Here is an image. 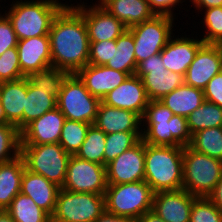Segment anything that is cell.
<instances>
[{
	"instance_id": "8",
	"label": "cell",
	"mask_w": 222,
	"mask_h": 222,
	"mask_svg": "<svg viewBox=\"0 0 222 222\" xmlns=\"http://www.w3.org/2000/svg\"><path fill=\"white\" fill-rule=\"evenodd\" d=\"M101 100L93 96L76 74H69L57 98L65 119L94 124Z\"/></svg>"
},
{
	"instance_id": "26",
	"label": "cell",
	"mask_w": 222,
	"mask_h": 222,
	"mask_svg": "<svg viewBox=\"0 0 222 222\" xmlns=\"http://www.w3.org/2000/svg\"><path fill=\"white\" fill-rule=\"evenodd\" d=\"M174 115L186 117L199 108L205 101L204 91L182 84L160 100Z\"/></svg>"
},
{
	"instance_id": "38",
	"label": "cell",
	"mask_w": 222,
	"mask_h": 222,
	"mask_svg": "<svg viewBox=\"0 0 222 222\" xmlns=\"http://www.w3.org/2000/svg\"><path fill=\"white\" fill-rule=\"evenodd\" d=\"M190 222H222V212L208 197H197L192 204Z\"/></svg>"
},
{
	"instance_id": "40",
	"label": "cell",
	"mask_w": 222,
	"mask_h": 222,
	"mask_svg": "<svg viewBox=\"0 0 222 222\" xmlns=\"http://www.w3.org/2000/svg\"><path fill=\"white\" fill-rule=\"evenodd\" d=\"M25 77L20 68L17 47L8 48L0 56V82L14 81Z\"/></svg>"
},
{
	"instance_id": "13",
	"label": "cell",
	"mask_w": 222,
	"mask_h": 222,
	"mask_svg": "<svg viewBox=\"0 0 222 222\" xmlns=\"http://www.w3.org/2000/svg\"><path fill=\"white\" fill-rule=\"evenodd\" d=\"M145 142L141 139L106 164L107 184H123L144 181Z\"/></svg>"
},
{
	"instance_id": "34",
	"label": "cell",
	"mask_w": 222,
	"mask_h": 222,
	"mask_svg": "<svg viewBox=\"0 0 222 222\" xmlns=\"http://www.w3.org/2000/svg\"><path fill=\"white\" fill-rule=\"evenodd\" d=\"M69 73L50 66L27 76L28 81L37 89H44L48 94L58 98L62 84Z\"/></svg>"
},
{
	"instance_id": "51",
	"label": "cell",
	"mask_w": 222,
	"mask_h": 222,
	"mask_svg": "<svg viewBox=\"0 0 222 222\" xmlns=\"http://www.w3.org/2000/svg\"><path fill=\"white\" fill-rule=\"evenodd\" d=\"M106 0H99V4H96V5H102Z\"/></svg>"
},
{
	"instance_id": "19",
	"label": "cell",
	"mask_w": 222,
	"mask_h": 222,
	"mask_svg": "<svg viewBox=\"0 0 222 222\" xmlns=\"http://www.w3.org/2000/svg\"><path fill=\"white\" fill-rule=\"evenodd\" d=\"M17 52L25 77L52 66L49 35L18 40Z\"/></svg>"
},
{
	"instance_id": "9",
	"label": "cell",
	"mask_w": 222,
	"mask_h": 222,
	"mask_svg": "<svg viewBox=\"0 0 222 222\" xmlns=\"http://www.w3.org/2000/svg\"><path fill=\"white\" fill-rule=\"evenodd\" d=\"M105 210L104 194L60 189L51 222H94Z\"/></svg>"
},
{
	"instance_id": "27",
	"label": "cell",
	"mask_w": 222,
	"mask_h": 222,
	"mask_svg": "<svg viewBox=\"0 0 222 222\" xmlns=\"http://www.w3.org/2000/svg\"><path fill=\"white\" fill-rule=\"evenodd\" d=\"M26 168L21 155L0 164V210H6L21 189V180Z\"/></svg>"
},
{
	"instance_id": "23",
	"label": "cell",
	"mask_w": 222,
	"mask_h": 222,
	"mask_svg": "<svg viewBox=\"0 0 222 222\" xmlns=\"http://www.w3.org/2000/svg\"><path fill=\"white\" fill-rule=\"evenodd\" d=\"M60 189L58 185L44 176L24 169L20 192L32 198L35 204L50 216L54 213Z\"/></svg>"
},
{
	"instance_id": "17",
	"label": "cell",
	"mask_w": 222,
	"mask_h": 222,
	"mask_svg": "<svg viewBox=\"0 0 222 222\" xmlns=\"http://www.w3.org/2000/svg\"><path fill=\"white\" fill-rule=\"evenodd\" d=\"M197 196L185 189L154 193L152 210L165 222H190V213Z\"/></svg>"
},
{
	"instance_id": "24",
	"label": "cell",
	"mask_w": 222,
	"mask_h": 222,
	"mask_svg": "<svg viewBox=\"0 0 222 222\" xmlns=\"http://www.w3.org/2000/svg\"><path fill=\"white\" fill-rule=\"evenodd\" d=\"M27 98V77L14 81L0 82V102L6 119L23 130V110Z\"/></svg>"
},
{
	"instance_id": "35",
	"label": "cell",
	"mask_w": 222,
	"mask_h": 222,
	"mask_svg": "<svg viewBox=\"0 0 222 222\" xmlns=\"http://www.w3.org/2000/svg\"><path fill=\"white\" fill-rule=\"evenodd\" d=\"M92 124L65 119L59 144L70 155H76L85 141L87 131Z\"/></svg>"
},
{
	"instance_id": "30",
	"label": "cell",
	"mask_w": 222,
	"mask_h": 222,
	"mask_svg": "<svg viewBox=\"0 0 222 222\" xmlns=\"http://www.w3.org/2000/svg\"><path fill=\"white\" fill-rule=\"evenodd\" d=\"M6 212L14 222H51V216L21 192L11 201Z\"/></svg>"
},
{
	"instance_id": "18",
	"label": "cell",
	"mask_w": 222,
	"mask_h": 222,
	"mask_svg": "<svg viewBox=\"0 0 222 222\" xmlns=\"http://www.w3.org/2000/svg\"><path fill=\"white\" fill-rule=\"evenodd\" d=\"M65 116L56 107L29 123L21 132V145L59 143Z\"/></svg>"
},
{
	"instance_id": "11",
	"label": "cell",
	"mask_w": 222,
	"mask_h": 222,
	"mask_svg": "<svg viewBox=\"0 0 222 222\" xmlns=\"http://www.w3.org/2000/svg\"><path fill=\"white\" fill-rule=\"evenodd\" d=\"M135 75L142 79L150 101H159L185 83L184 75L166 70L161 53L141 61Z\"/></svg>"
},
{
	"instance_id": "43",
	"label": "cell",
	"mask_w": 222,
	"mask_h": 222,
	"mask_svg": "<svg viewBox=\"0 0 222 222\" xmlns=\"http://www.w3.org/2000/svg\"><path fill=\"white\" fill-rule=\"evenodd\" d=\"M203 91L206 101L215 103L222 108V71L208 82Z\"/></svg>"
},
{
	"instance_id": "12",
	"label": "cell",
	"mask_w": 222,
	"mask_h": 222,
	"mask_svg": "<svg viewBox=\"0 0 222 222\" xmlns=\"http://www.w3.org/2000/svg\"><path fill=\"white\" fill-rule=\"evenodd\" d=\"M62 189L75 193L105 194L106 166L71 155Z\"/></svg>"
},
{
	"instance_id": "32",
	"label": "cell",
	"mask_w": 222,
	"mask_h": 222,
	"mask_svg": "<svg viewBox=\"0 0 222 222\" xmlns=\"http://www.w3.org/2000/svg\"><path fill=\"white\" fill-rule=\"evenodd\" d=\"M189 146L197 152L222 161V127L203 129L194 133Z\"/></svg>"
},
{
	"instance_id": "37",
	"label": "cell",
	"mask_w": 222,
	"mask_h": 222,
	"mask_svg": "<svg viewBox=\"0 0 222 222\" xmlns=\"http://www.w3.org/2000/svg\"><path fill=\"white\" fill-rule=\"evenodd\" d=\"M21 135L13 124H0V164L14 160L20 155Z\"/></svg>"
},
{
	"instance_id": "14",
	"label": "cell",
	"mask_w": 222,
	"mask_h": 222,
	"mask_svg": "<svg viewBox=\"0 0 222 222\" xmlns=\"http://www.w3.org/2000/svg\"><path fill=\"white\" fill-rule=\"evenodd\" d=\"M81 4L73 7L84 17L89 42L116 40L128 29L101 5Z\"/></svg>"
},
{
	"instance_id": "7",
	"label": "cell",
	"mask_w": 222,
	"mask_h": 222,
	"mask_svg": "<svg viewBox=\"0 0 222 222\" xmlns=\"http://www.w3.org/2000/svg\"><path fill=\"white\" fill-rule=\"evenodd\" d=\"M20 155L27 170L44 176L62 188L71 155L59 143L21 145Z\"/></svg>"
},
{
	"instance_id": "1",
	"label": "cell",
	"mask_w": 222,
	"mask_h": 222,
	"mask_svg": "<svg viewBox=\"0 0 222 222\" xmlns=\"http://www.w3.org/2000/svg\"><path fill=\"white\" fill-rule=\"evenodd\" d=\"M52 66L76 74L89 64L90 42L84 17L67 4L49 31Z\"/></svg>"
},
{
	"instance_id": "3",
	"label": "cell",
	"mask_w": 222,
	"mask_h": 222,
	"mask_svg": "<svg viewBox=\"0 0 222 222\" xmlns=\"http://www.w3.org/2000/svg\"><path fill=\"white\" fill-rule=\"evenodd\" d=\"M144 167V180L154 193L182 189L183 147L145 143Z\"/></svg>"
},
{
	"instance_id": "49",
	"label": "cell",
	"mask_w": 222,
	"mask_h": 222,
	"mask_svg": "<svg viewBox=\"0 0 222 222\" xmlns=\"http://www.w3.org/2000/svg\"><path fill=\"white\" fill-rule=\"evenodd\" d=\"M0 222H14L6 210H0Z\"/></svg>"
},
{
	"instance_id": "10",
	"label": "cell",
	"mask_w": 222,
	"mask_h": 222,
	"mask_svg": "<svg viewBox=\"0 0 222 222\" xmlns=\"http://www.w3.org/2000/svg\"><path fill=\"white\" fill-rule=\"evenodd\" d=\"M173 21L174 18L168 15H154L151 19L128 28L134 38L137 65L162 51L173 35Z\"/></svg>"
},
{
	"instance_id": "31",
	"label": "cell",
	"mask_w": 222,
	"mask_h": 222,
	"mask_svg": "<svg viewBox=\"0 0 222 222\" xmlns=\"http://www.w3.org/2000/svg\"><path fill=\"white\" fill-rule=\"evenodd\" d=\"M186 119L191 135L203 129L222 127V108L205 100Z\"/></svg>"
},
{
	"instance_id": "48",
	"label": "cell",
	"mask_w": 222,
	"mask_h": 222,
	"mask_svg": "<svg viewBox=\"0 0 222 222\" xmlns=\"http://www.w3.org/2000/svg\"><path fill=\"white\" fill-rule=\"evenodd\" d=\"M137 222H165L160 218L153 210L145 212L140 218L137 219Z\"/></svg>"
},
{
	"instance_id": "29",
	"label": "cell",
	"mask_w": 222,
	"mask_h": 222,
	"mask_svg": "<svg viewBox=\"0 0 222 222\" xmlns=\"http://www.w3.org/2000/svg\"><path fill=\"white\" fill-rule=\"evenodd\" d=\"M57 107V98L44 89H37L27 79V98L23 110V129L33 120Z\"/></svg>"
},
{
	"instance_id": "42",
	"label": "cell",
	"mask_w": 222,
	"mask_h": 222,
	"mask_svg": "<svg viewBox=\"0 0 222 222\" xmlns=\"http://www.w3.org/2000/svg\"><path fill=\"white\" fill-rule=\"evenodd\" d=\"M18 39L7 15L0 13V56L8 48L17 47Z\"/></svg>"
},
{
	"instance_id": "41",
	"label": "cell",
	"mask_w": 222,
	"mask_h": 222,
	"mask_svg": "<svg viewBox=\"0 0 222 222\" xmlns=\"http://www.w3.org/2000/svg\"><path fill=\"white\" fill-rule=\"evenodd\" d=\"M113 46H116V40L90 42L89 64L106 65L112 58Z\"/></svg>"
},
{
	"instance_id": "44",
	"label": "cell",
	"mask_w": 222,
	"mask_h": 222,
	"mask_svg": "<svg viewBox=\"0 0 222 222\" xmlns=\"http://www.w3.org/2000/svg\"><path fill=\"white\" fill-rule=\"evenodd\" d=\"M182 0H148L150 9L155 15H168L173 17L172 9L175 5L182 3ZM180 2V3H179Z\"/></svg>"
},
{
	"instance_id": "15",
	"label": "cell",
	"mask_w": 222,
	"mask_h": 222,
	"mask_svg": "<svg viewBox=\"0 0 222 222\" xmlns=\"http://www.w3.org/2000/svg\"><path fill=\"white\" fill-rule=\"evenodd\" d=\"M222 71L221 44H203L184 76L185 84L204 90L208 82Z\"/></svg>"
},
{
	"instance_id": "5",
	"label": "cell",
	"mask_w": 222,
	"mask_h": 222,
	"mask_svg": "<svg viewBox=\"0 0 222 222\" xmlns=\"http://www.w3.org/2000/svg\"><path fill=\"white\" fill-rule=\"evenodd\" d=\"M222 176V161L183 147V185L188 193L207 197Z\"/></svg>"
},
{
	"instance_id": "39",
	"label": "cell",
	"mask_w": 222,
	"mask_h": 222,
	"mask_svg": "<svg viewBox=\"0 0 222 222\" xmlns=\"http://www.w3.org/2000/svg\"><path fill=\"white\" fill-rule=\"evenodd\" d=\"M203 23L207 28L202 37L205 44H222V6L205 9Z\"/></svg>"
},
{
	"instance_id": "4",
	"label": "cell",
	"mask_w": 222,
	"mask_h": 222,
	"mask_svg": "<svg viewBox=\"0 0 222 222\" xmlns=\"http://www.w3.org/2000/svg\"><path fill=\"white\" fill-rule=\"evenodd\" d=\"M66 6L58 0H31L12 2L5 14L12 23L18 40L48 35L52 22Z\"/></svg>"
},
{
	"instance_id": "46",
	"label": "cell",
	"mask_w": 222,
	"mask_h": 222,
	"mask_svg": "<svg viewBox=\"0 0 222 222\" xmlns=\"http://www.w3.org/2000/svg\"><path fill=\"white\" fill-rule=\"evenodd\" d=\"M207 197L222 212V176L218 183L215 185L213 191Z\"/></svg>"
},
{
	"instance_id": "2",
	"label": "cell",
	"mask_w": 222,
	"mask_h": 222,
	"mask_svg": "<svg viewBox=\"0 0 222 222\" xmlns=\"http://www.w3.org/2000/svg\"><path fill=\"white\" fill-rule=\"evenodd\" d=\"M142 121V140L147 144L185 147L191 143L186 117L174 115L160 101H149Z\"/></svg>"
},
{
	"instance_id": "20",
	"label": "cell",
	"mask_w": 222,
	"mask_h": 222,
	"mask_svg": "<svg viewBox=\"0 0 222 222\" xmlns=\"http://www.w3.org/2000/svg\"><path fill=\"white\" fill-rule=\"evenodd\" d=\"M76 75L84 83L85 88L100 100L121 85L129 76L128 73L116 71L105 65L93 64L86 65Z\"/></svg>"
},
{
	"instance_id": "47",
	"label": "cell",
	"mask_w": 222,
	"mask_h": 222,
	"mask_svg": "<svg viewBox=\"0 0 222 222\" xmlns=\"http://www.w3.org/2000/svg\"><path fill=\"white\" fill-rule=\"evenodd\" d=\"M192 2V5L194 4L196 10L202 11L203 9H208L211 7H221L222 6V0H190Z\"/></svg>"
},
{
	"instance_id": "33",
	"label": "cell",
	"mask_w": 222,
	"mask_h": 222,
	"mask_svg": "<svg viewBox=\"0 0 222 222\" xmlns=\"http://www.w3.org/2000/svg\"><path fill=\"white\" fill-rule=\"evenodd\" d=\"M106 136L107 134L92 124L76 156L83 160L104 165Z\"/></svg>"
},
{
	"instance_id": "16",
	"label": "cell",
	"mask_w": 222,
	"mask_h": 222,
	"mask_svg": "<svg viewBox=\"0 0 222 222\" xmlns=\"http://www.w3.org/2000/svg\"><path fill=\"white\" fill-rule=\"evenodd\" d=\"M149 101L142 79L135 74L129 75L121 85L101 100L108 106L135 112L141 118Z\"/></svg>"
},
{
	"instance_id": "25",
	"label": "cell",
	"mask_w": 222,
	"mask_h": 222,
	"mask_svg": "<svg viewBox=\"0 0 222 222\" xmlns=\"http://www.w3.org/2000/svg\"><path fill=\"white\" fill-rule=\"evenodd\" d=\"M101 6L127 28L149 20L155 15L148 0H106Z\"/></svg>"
},
{
	"instance_id": "28",
	"label": "cell",
	"mask_w": 222,
	"mask_h": 222,
	"mask_svg": "<svg viewBox=\"0 0 222 222\" xmlns=\"http://www.w3.org/2000/svg\"><path fill=\"white\" fill-rule=\"evenodd\" d=\"M105 66L129 75L136 73L138 65L135 58L134 38L128 29L116 39L112 58Z\"/></svg>"
},
{
	"instance_id": "36",
	"label": "cell",
	"mask_w": 222,
	"mask_h": 222,
	"mask_svg": "<svg viewBox=\"0 0 222 222\" xmlns=\"http://www.w3.org/2000/svg\"><path fill=\"white\" fill-rule=\"evenodd\" d=\"M141 139L142 132H118L107 134L104 151V166L136 145Z\"/></svg>"
},
{
	"instance_id": "22",
	"label": "cell",
	"mask_w": 222,
	"mask_h": 222,
	"mask_svg": "<svg viewBox=\"0 0 222 222\" xmlns=\"http://www.w3.org/2000/svg\"><path fill=\"white\" fill-rule=\"evenodd\" d=\"M142 118L135 112L100 102L94 125L105 134L142 132ZM141 127V128H140Z\"/></svg>"
},
{
	"instance_id": "50",
	"label": "cell",
	"mask_w": 222,
	"mask_h": 222,
	"mask_svg": "<svg viewBox=\"0 0 222 222\" xmlns=\"http://www.w3.org/2000/svg\"><path fill=\"white\" fill-rule=\"evenodd\" d=\"M0 124H11L7 119H6V116H5V111L1 105V102H0Z\"/></svg>"
},
{
	"instance_id": "45",
	"label": "cell",
	"mask_w": 222,
	"mask_h": 222,
	"mask_svg": "<svg viewBox=\"0 0 222 222\" xmlns=\"http://www.w3.org/2000/svg\"><path fill=\"white\" fill-rule=\"evenodd\" d=\"M94 222H137L136 219L104 212Z\"/></svg>"
},
{
	"instance_id": "21",
	"label": "cell",
	"mask_w": 222,
	"mask_h": 222,
	"mask_svg": "<svg viewBox=\"0 0 222 222\" xmlns=\"http://www.w3.org/2000/svg\"><path fill=\"white\" fill-rule=\"evenodd\" d=\"M174 38V39H173ZM204 44L202 39L190 37L178 38L171 36L166 46L162 49L161 59L166 70L185 76L189 65L194 60L198 49Z\"/></svg>"
},
{
	"instance_id": "6",
	"label": "cell",
	"mask_w": 222,
	"mask_h": 222,
	"mask_svg": "<svg viewBox=\"0 0 222 222\" xmlns=\"http://www.w3.org/2000/svg\"><path fill=\"white\" fill-rule=\"evenodd\" d=\"M104 196L107 212L137 220L145 212L152 210L154 192L144 180L134 183L107 184Z\"/></svg>"
}]
</instances>
